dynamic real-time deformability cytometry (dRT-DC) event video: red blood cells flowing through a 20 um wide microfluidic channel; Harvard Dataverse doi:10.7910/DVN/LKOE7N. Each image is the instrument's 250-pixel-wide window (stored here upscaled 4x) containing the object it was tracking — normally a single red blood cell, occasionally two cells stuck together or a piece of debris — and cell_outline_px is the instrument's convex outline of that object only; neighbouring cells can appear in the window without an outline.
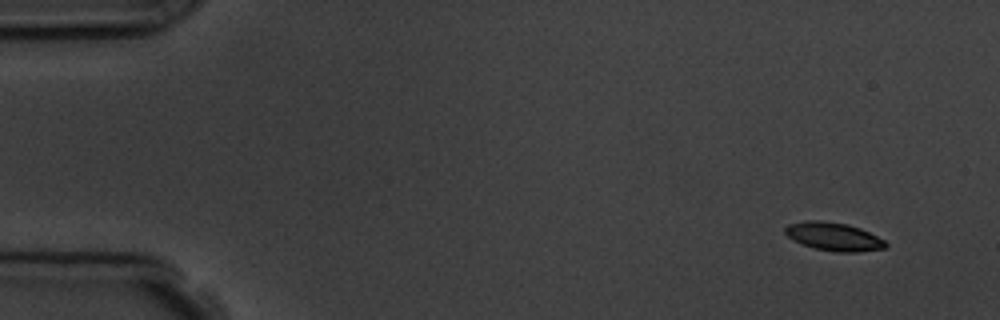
{"species": "common noctule bat (a hibernating species)", "species_latin": "Nyctalus noctula", "temperature_condition": "room temperature", "stored_images_in_passage": 4, "camera_frame_rate_fps": 3000, "um_per_image_px": 0.085, "animal": {"sex": "male", "body_mass_g": 19.5, "forearm_length_mm": 54.6}, "frame": {"image": 1, "passage_image": 1, "time_ms": 0.0, "image_size_px": [1000, 320], "cell_outline_px": [[888, 244], [884, 248], [856, 252], [836, 252], [816, 248], [792, 240], [784, 232], [784, 228], [788, 224], [804, 220], [820, 220], [848, 224], [860, 228], [884, 240]], "centroid_in_image_um": [70.83, 20.09], "position_along_channel_um": 14.2, "area_um2": 16.47}}
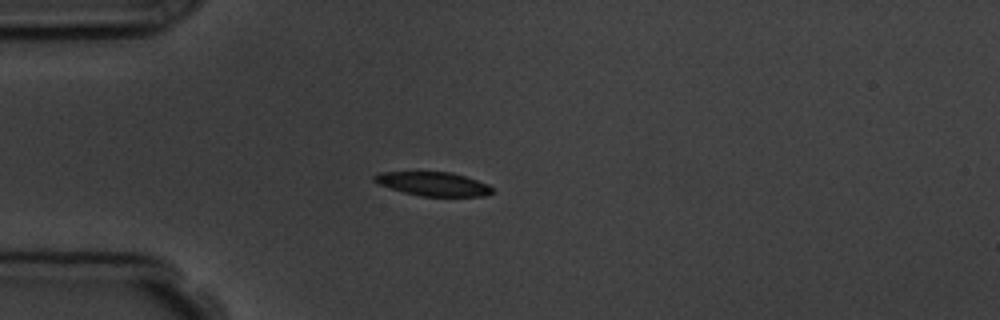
{"frame": {"image": 2, "passage_image": 4, "time_ms": 3.667, "image_size_px": [1000, 320], "cell_outline_px": [[492, 192], [484, 196], [420, 196], [404, 192], [380, 184], [372, 180], [372, 176], [380, 172], [452, 172], [488, 184], [492, 188]], "centroid_in_image_um": [36.81, 15.63], "position_along_channel_um": 48.2, "area_um2": 16.18}}